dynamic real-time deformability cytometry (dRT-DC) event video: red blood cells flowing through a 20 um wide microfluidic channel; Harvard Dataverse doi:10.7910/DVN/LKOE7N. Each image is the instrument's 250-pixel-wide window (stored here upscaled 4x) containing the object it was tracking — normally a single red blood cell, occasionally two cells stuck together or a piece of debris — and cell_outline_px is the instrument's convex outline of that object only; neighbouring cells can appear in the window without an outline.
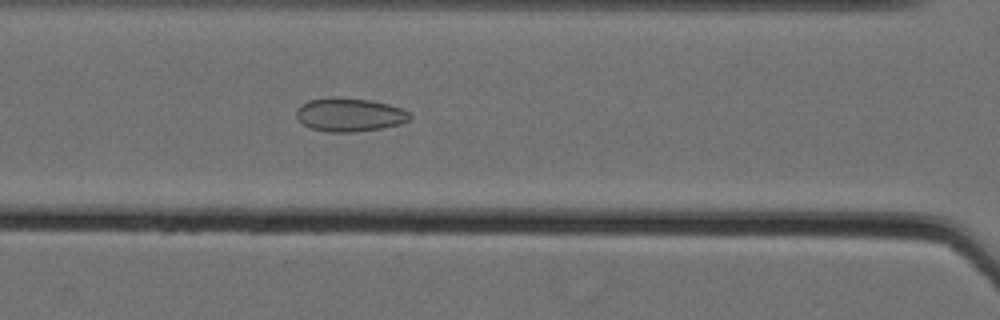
{"species": "Egyptian fruit bat (a non-hibernating species)", "species_latin": "Rousettus aegyptiacus", "temperature_condition": "cold", "stored_images_in_passage": 48, "camera_frame_rate_fps": 3000, "um_per_image_px": 0.085, "animal": {"sex": "female"}, "frame": {"image": 1, "passage_image": 18, "time_ms": 5.667, "image_size_px": [1000, 320], "cell_outline_px": [[412, 116], [408, 120], [400, 124], [380, 128], [356, 132], [328, 132], [312, 128], [304, 124], [296, 116], [296, 108], [300, 104], [308, 100], [368, 100], [388, 104], [404, 108]], "centroid_in_image_um": [29.74, 9.79], "position_along_channel_um": 136.9, "area_um2": 21.39}}
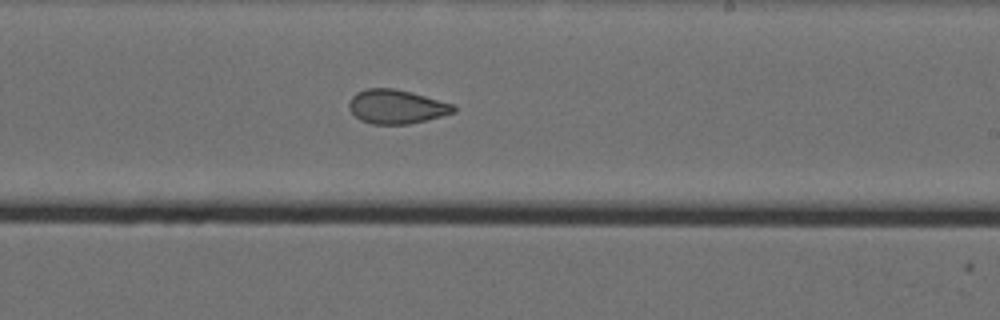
{"frame": {"image": 2, "passage_image": 28, "time_ms": 9.0, "image_size_px": [1000, 320], "cell_outline_px": [[456, 112], [408, 124], [372, 124], [360, 120], [348, 108], [348, 104], [352, 96], [356, 92], [364, 88], [392, 88], [424, 96], [452, 104], [456, 108]], "centroid_in_image_um": [33.64, 9.07], "position_along_channel_um": 255.4, "area_um2": 20.46}}
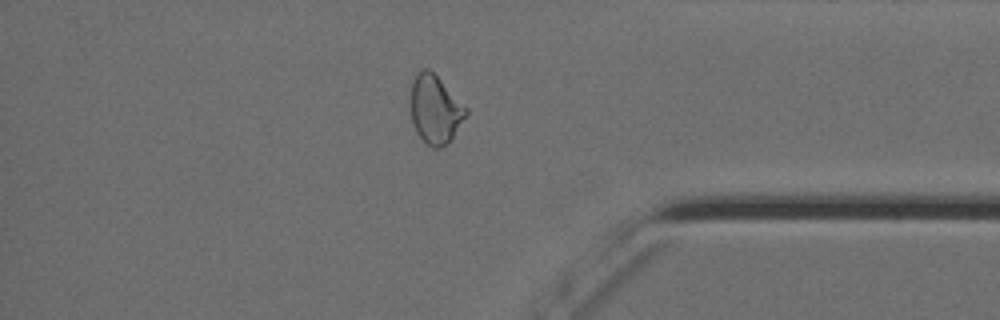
{"frame": {"image": 3, "passage_image": 41, "time_ms": 13.333, "image_size_px": [1000, 320], "cell_outline_px": [[468, 112], [452, 140], [440, 148], [432, 148], [416, 132], [412, 120], [408, 104], [412, 84], [416, 76], [424, 68], [428, 68], [468, 108]], "centroid_in_image_um": [36.98, 9.33], "position_along_channel_um": 398.2, "area_um2": 22.08}, "authors_computed_cell_mechanics": {"area_um2": 22.1663, "velocity_mm_per_s": 3.5585, "shape_relaxation_time_tau1_ms": null, "shape_relaxation_time_tau2_ms": 1.9622, "deformation_change_tau1": null, "deformation_change_tau2": 0.0792}}